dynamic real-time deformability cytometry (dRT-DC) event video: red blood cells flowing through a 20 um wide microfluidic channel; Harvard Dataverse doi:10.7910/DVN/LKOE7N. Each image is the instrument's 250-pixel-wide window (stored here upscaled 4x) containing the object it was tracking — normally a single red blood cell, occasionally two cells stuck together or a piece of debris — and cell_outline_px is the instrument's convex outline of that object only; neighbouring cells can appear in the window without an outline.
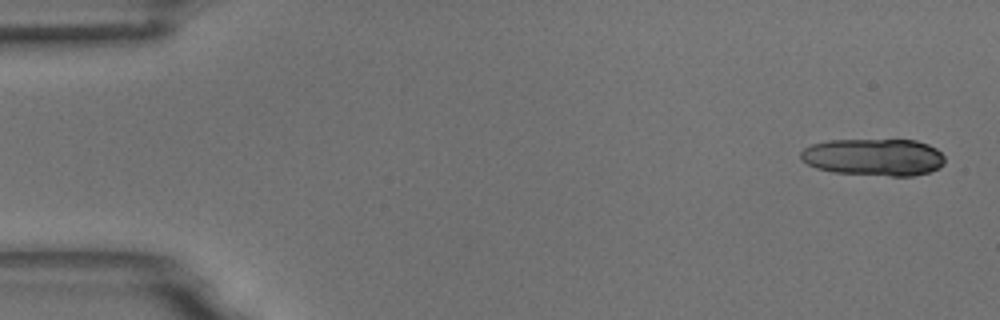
{"species": "common noctule bat (a hibernating species)", "species_latin": "Nyctalus noctula", "temperature_condition": "room temperature", "stored_images_in_passage": 10, "camera_frame_rate_fps": 3000, "um_per_image_px": 0.085, "animal": {"sex": "male", "body_mass_g": 18.8}, "frame": {"image": 1, "passage_image": 1, "time_ms": 0.0, "image_size_px": [1000, 320], "cell_outline_px": [[944, 164], [940, 168], [928, 172], [912, 176], [892, 176], [836, 172], [816, 168], [808, 164], [800, 156], [800, 152], [804, 148], [812, 144], [828, 140], [916, 140], [928, 144], [936, 148], [944, 156]], "centroid_in_image_um": [74.3, 13.35], "position_along_channel_um": 10.7, "area_um2": 31.15}}